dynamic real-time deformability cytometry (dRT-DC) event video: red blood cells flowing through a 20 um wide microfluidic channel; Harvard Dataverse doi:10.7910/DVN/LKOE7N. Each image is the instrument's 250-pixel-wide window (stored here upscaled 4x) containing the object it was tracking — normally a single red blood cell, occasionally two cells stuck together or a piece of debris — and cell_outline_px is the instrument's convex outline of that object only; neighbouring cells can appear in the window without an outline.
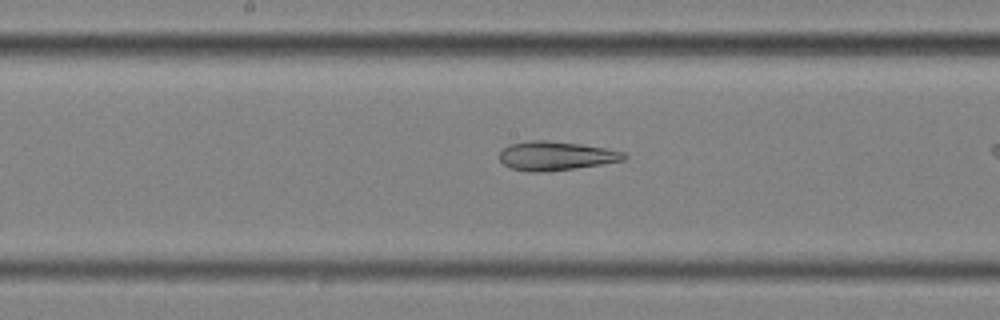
{"species": "common noctule bat (a hibernating species)", "species_latin": "Nyctalus noctula", "temperature_condition": "cold", "stored_images_in_passage": 36, "camera_frame_rate_fps": 3000, "um_per_image_px": 0.085, "animal": {"sex": "female", "body_mass_g": 25.1}, "frame": {"image": 1, "passage_image": 21, "time_ms": 6.667, "image_size_px": [1000, 320], "cell_outline_px": [[628, 156], [624, 160], [600, 164], [548, 172], [528, 172], [512, 168], [504, 164], [500, 160], [500, 152], [508, 144], [532, 140], [544, 140], [580, 144], [604, 148], [624, 152]], "centroid_in_image_um": [47.22, 13.25], "position_along_channel_um": 201.0, "area_um2": 20.87}}